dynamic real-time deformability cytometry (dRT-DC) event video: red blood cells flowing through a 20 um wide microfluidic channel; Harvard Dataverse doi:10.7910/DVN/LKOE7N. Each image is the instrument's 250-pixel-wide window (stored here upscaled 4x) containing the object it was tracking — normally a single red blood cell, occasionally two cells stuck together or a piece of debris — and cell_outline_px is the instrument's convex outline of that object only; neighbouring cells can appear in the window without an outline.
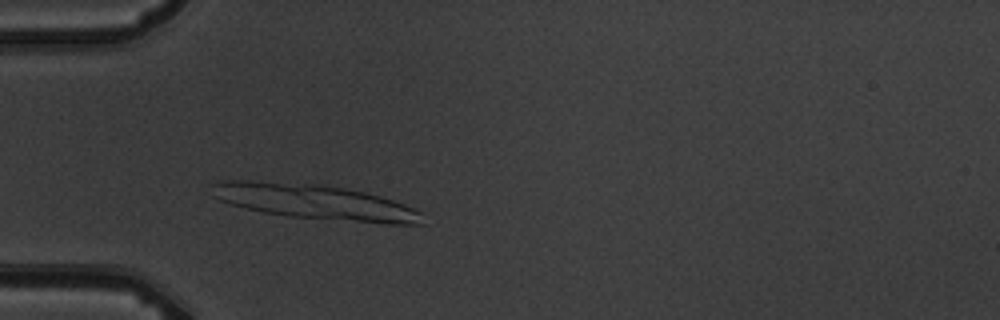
{"species": "common noctule bat (a hibernating species)", "species_latin": "Nyctalus noctula", "temperature_condition": "warm", "stored_images_in_passage": 3, "camera_frame_rate_fps": 3000, "um_per_image_px": 0.085, "animal": {"sex": "male", "body_mass_g": 19.5, "forearm_length_mm": 54.6}, "frame": {"image": 1, "passage_image": 3, "time_ms": 2.333, "image_size_px": [1000, 320], "cell_outline_px": [[424, 224], [384, 224], [288, 216], [260, 212], [232, 204], [220, 200], [212, 196], [208, 184], [220, 180], [252, 180], [320, 184], [344, 188], [364, 192], [380, 196], [404, 204], [424, 212]], "centroid_in_image_um": [26.74, 17.16], "position_along_channel_um": 58.3, "area_um2": 43.47}}